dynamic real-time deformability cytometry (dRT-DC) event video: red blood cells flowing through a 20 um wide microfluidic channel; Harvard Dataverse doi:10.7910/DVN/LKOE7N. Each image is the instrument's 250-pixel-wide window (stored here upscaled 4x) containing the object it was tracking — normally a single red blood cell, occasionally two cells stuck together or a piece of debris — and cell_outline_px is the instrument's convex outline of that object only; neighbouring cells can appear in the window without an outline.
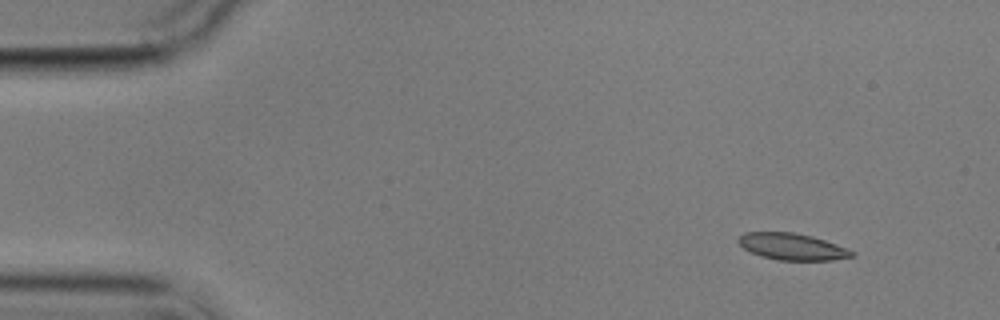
{"species": "common noctule bat (a hibernating species)", "species_latin": "Nyctalus noctula", "temperature_condition": "cold", "stored_images_in_passage": 4, "camera_frame_rate_fps": 3000, "um_per_image_px": 0.085, "animal": {"sex": "male", "body_mass_g": 17.9}, "frame": {"image": 1, "passage_image": 1, "time_ms": 0.0, "image_size_px": [1000, 320], "cell_outline_px": [[856, 256], [832, 260], [780, 260], [760, 256], [744, 248], [736, 240], [744, 232], [792, 232], [812, 236], [848, 248], [856, 252]], "centroid_in_image_um": [67.36, 20.96], "position_along_channel_um": 17.6, "area_um2": 17.63}}